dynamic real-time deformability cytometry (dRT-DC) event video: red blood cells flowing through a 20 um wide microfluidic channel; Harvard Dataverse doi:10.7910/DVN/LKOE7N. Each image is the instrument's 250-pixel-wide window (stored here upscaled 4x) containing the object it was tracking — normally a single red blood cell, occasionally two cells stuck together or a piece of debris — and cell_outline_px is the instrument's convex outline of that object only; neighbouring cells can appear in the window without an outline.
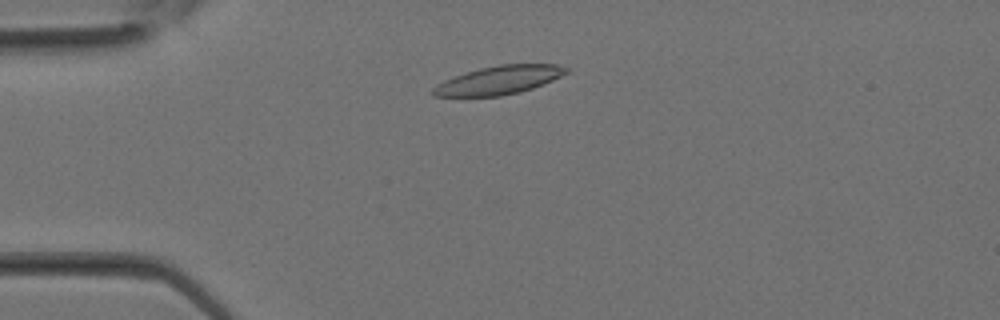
{"species": "Egyptian fruit bat (a non-hibernating species)", "species_latin": "Rousettus aegyptiacus", "temperature_condition": "room temperature", "stored_images_in_passage": 29, "camera_frame_rate_fps": 3000, "um_per_image_px": 0.085, "animal": {"sex": "female"}, "frame": {"image": 1, "passage_image": 5, "time_ms": 1.333, "image_size_px": [1000, 320], "cell_outline_px": [[572, 68], [568, 72], [544, 84], [520, 92], [500, 96], [432, 96], [428, 92], [436, 84], [444, 80], [480, 68], [500, 64], [556, 64]], "centroid_in_image_um": [42.41, 6.81], "position_along_channel_um": 42.6, "area_um2": 22.14}}
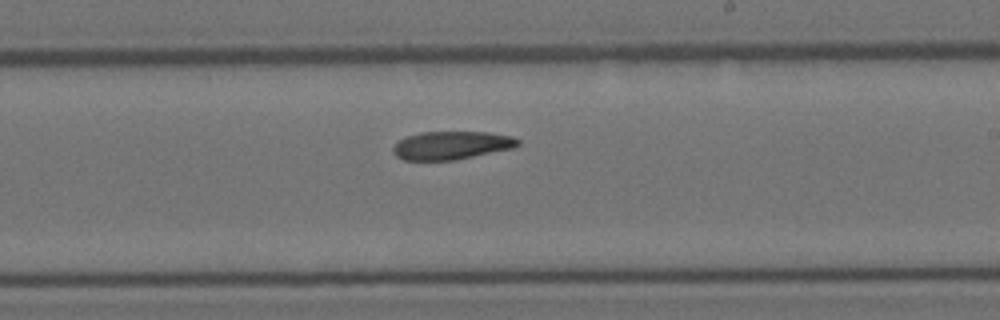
{"frame": {"image": 2, "passage_image": 16, "time_ms": 5.0, "image_size_px": [1000, 320], "cell_outline_px": [[520, 144], [512, 148], [456, 160], [404, 160], [396, 156], [392, 152], [392, 148], [400, 140], [408, 136], [420, 132], [488, 132], [512, 136], [520, 140]], "centroid_in_image_um": [38.38, 12.35], "position_along_channel_um": 250.6, "area_um2": 20.46}}
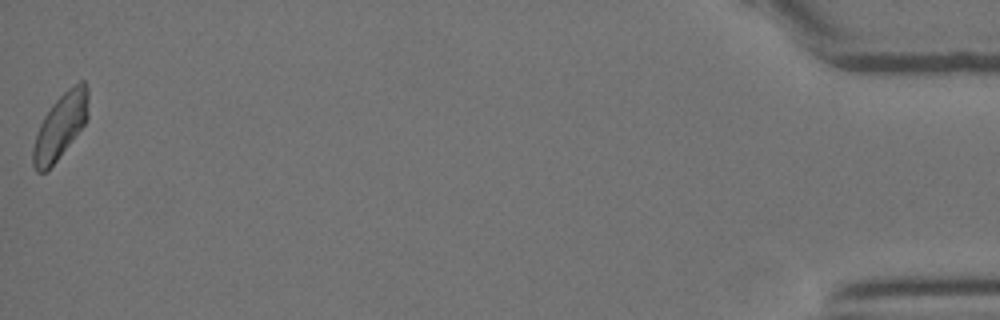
{"frame": {"image": 3, "passage_image": 29, "time_ms": 9.333, "image_size_px": [1000, 320], "cell_outline_px": [[88, 120], [56, 160], [44, 172], [36, 172], [32, 164], [32, 148], [40, 124], [44, 116], [52, 104], [68, 88], [80, 80], [84, 80], [88, 88]], "centroid_in_image_um": [5.14, 10.69], "position_along_channel_um": 430.1, "area_um2": 20.75}}